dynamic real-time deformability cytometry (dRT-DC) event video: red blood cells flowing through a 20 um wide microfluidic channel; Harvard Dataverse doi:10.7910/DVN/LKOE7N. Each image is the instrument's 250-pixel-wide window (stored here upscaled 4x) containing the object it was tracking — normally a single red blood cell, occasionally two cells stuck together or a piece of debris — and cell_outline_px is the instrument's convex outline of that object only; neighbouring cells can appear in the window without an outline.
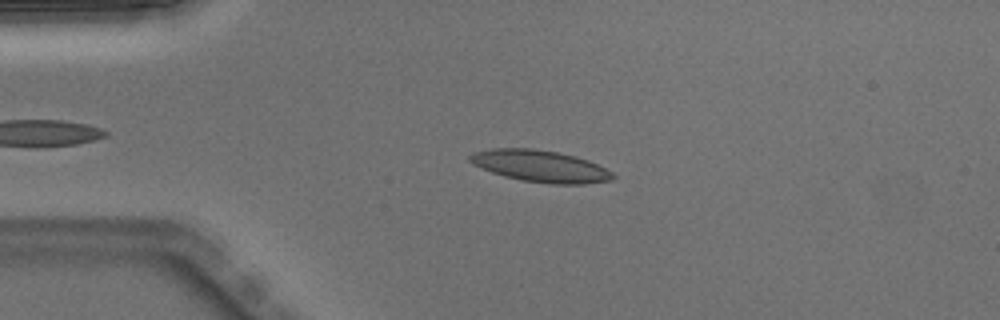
{"species": "Egyptian fruit bat (a non-hibernating species)", "species_latin": "Rousettus aegyptiacus", "temperature_condition": "warm", "stored_images_in_passage": 6, "camera_frame_rate_fps": 3000, "um_per_image_px": 0.085, "animal": {"sex": "male"}, "frame": {"image": 1, "passage_image": 4, "time_ms": 1.0, "image_size_px": [1000, 320], "cell_outline_px": [[616, 176], [612, 180], [584, 184], [552, 184], [520, 180], [504, 176], [492, 172], [472, 164], [468, 160], [468, 156], [472, 152], [492, 148], [532, 148], [556, 152], [576, 156], [588, 160], [612, 172]], "centroid_in_image_um": [45.9, 14.12], "position_along_channel_um": 39.1, "area_um2": 26.53}}